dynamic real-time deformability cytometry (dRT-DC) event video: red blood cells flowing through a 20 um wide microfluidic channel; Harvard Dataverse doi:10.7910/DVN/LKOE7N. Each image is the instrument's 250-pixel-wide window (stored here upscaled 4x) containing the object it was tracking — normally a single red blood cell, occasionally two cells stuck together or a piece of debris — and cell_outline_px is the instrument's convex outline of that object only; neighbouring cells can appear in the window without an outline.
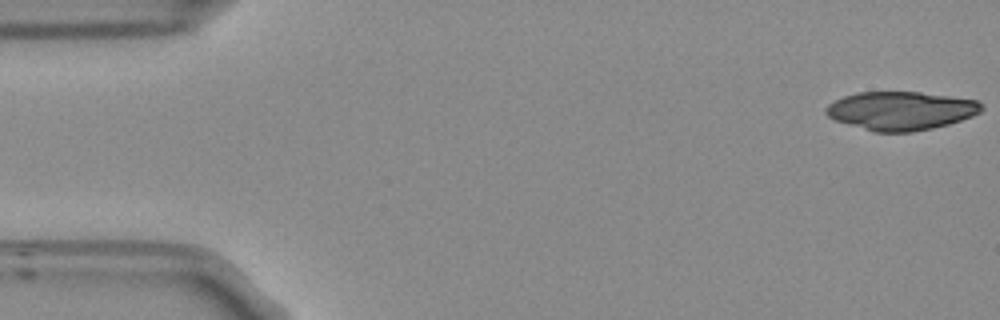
{"species": "Egyptian fruit bat (a non-hibernating species)", "species_latin": "Rousettus aegyptiacus", "temperature_condition": "room temperature", "stored_images_in_passage": 11, "camera_frame_rate_fps": 3000, "um_per_image_px": 0.085, "frame": {"image": 1, "passage_image": 1, "time_ms": 0.0, "image_size_px": [1000, 320], "cell_outline_px": [[984, 108], [980, 112], [972, 116], [948, 124], [932, 128], [912, 132], [876, 132], [836, 120], [828, 116], [824, 112], [824, 108], [828, 104], [844, 96], [856, 92], [920, 92], [976, 100]], "centroid_in_image_um": [76.56, 9.41], "position_along_channel_um": 8.4, "area_um2": 34.62}}